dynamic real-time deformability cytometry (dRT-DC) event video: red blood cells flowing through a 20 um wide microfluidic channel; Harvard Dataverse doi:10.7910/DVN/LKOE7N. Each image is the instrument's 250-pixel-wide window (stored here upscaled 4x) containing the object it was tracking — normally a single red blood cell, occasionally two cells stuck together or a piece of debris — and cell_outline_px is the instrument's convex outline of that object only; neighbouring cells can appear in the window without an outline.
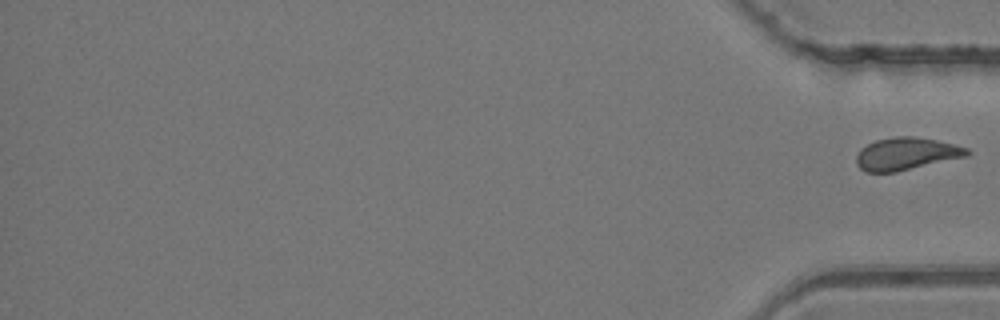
{"species": "common noctule bat (a hibernating species)", "species_latin": "Nyctalus noctula", "temperature_condition": "room temperature", "stored_images_in_passage": 48, "segment_of_instrument_passage": [2, 2], "camera_frame_rate_fps": 3000, "um_per_image_px": 0.085, "animal": {"sex": "female", "body_mass_g": 24.6, "forearm_length_mm": 56.2}, "frame": {"image": 1, "passage_image": 48, "time_ms": 15.667, "image_size_px": [1000, 320], "cell_outline_px": [[972, 152], [968, 156], [896, 172], [864, 172], [856, 164], [856, 156], [860, 148], [876, 140], [896, 136], [916, 136], [936, 140], [968, 148]], "centroid_in_image_um": [77.02, 13.07], "position_along_channel_um": 358.2, "area_um2": 21.04}}